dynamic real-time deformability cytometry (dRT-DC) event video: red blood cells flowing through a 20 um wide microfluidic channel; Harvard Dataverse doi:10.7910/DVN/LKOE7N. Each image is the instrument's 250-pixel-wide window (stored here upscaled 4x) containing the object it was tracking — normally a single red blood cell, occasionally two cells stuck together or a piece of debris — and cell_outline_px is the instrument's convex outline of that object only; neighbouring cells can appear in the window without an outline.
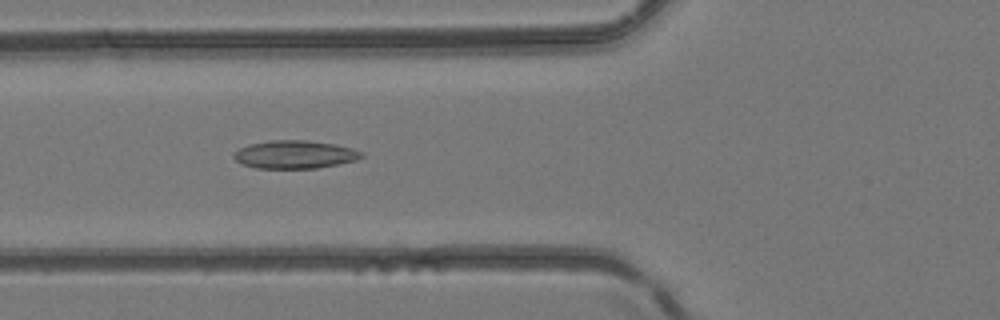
{"species": "common noctule bat (a hibernating species)", "species_latin": "Nyctalus noctula", "temperature_condition": "room temperature", "stored_images_in_passage": 47, "camera_frame_rate_fps": 3000, "um_per_image_px": 0.085, "animal": {"sex": "female", "body_mass_g": 24.6, "forearm_length_mm": 56.2}, "frame": {"image": 1, "passage_image": 18, "time_ms": 5.667, "image_size_px": [1000, 320], "cell_outline_px": [[364, 156], [356, 160], [316, 168], [256, 168], [240, 164], [232, 156], [232, 152], [248, 144], [268, 140], [308, 140], [336, 144], [352, 148], [364, 152]], "centroid_in_image_um": [25.03, 13.12], "position_along_channel_um": 100.8, "area_um2": 21.1}}
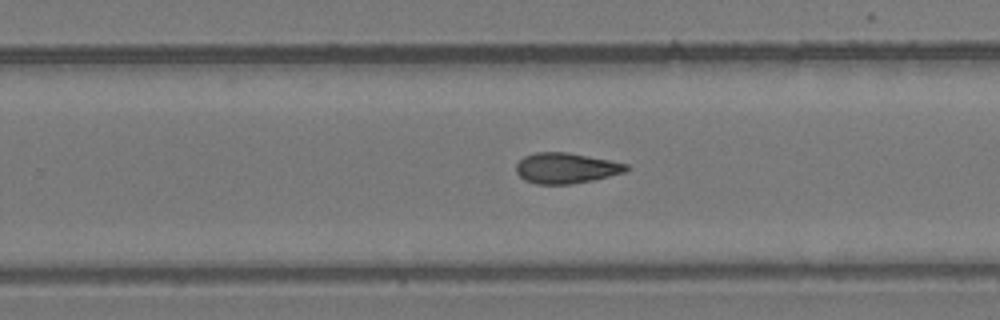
{"frame": {"image": 2, "passage_image": 30, "time_ms": 9.667, "image_size_px": [1000, 320], "cell_outline_px": [[632, 168], [628, 172], [592, 180], [572, 184], [536, 184], [524, 180], [516, 172], [516, 164], [524, 156], [536, 152], [568, 152], [628, 164]], "centroid_in_image_um": [48.14, 14.29], "position_along_channel_um": 281.7, "area_um2": 19.77}}
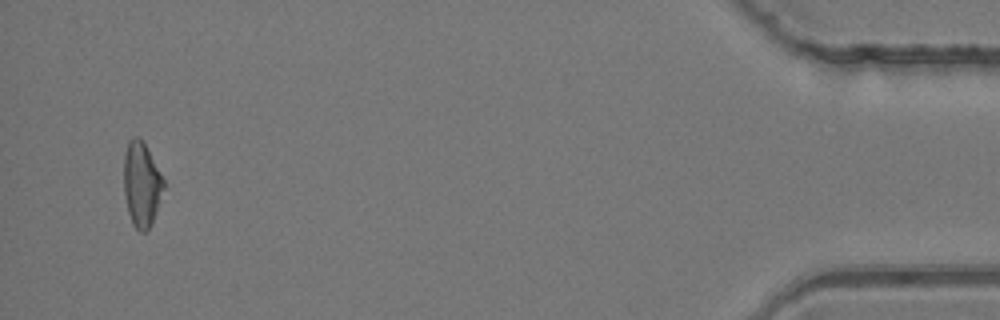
{"frame": {"image": 3, "passage_image": 45, "time_ms": 14.667, "image_size_px": [1000, 320], "cell_outline_px": [[164, 188], [152, 220], [148, 228], [144, 232], [140, 232], [132, 224], [128, 212], [124, 192], [124, 156], [128, 140], [132, 136], [140, 136], [164, 180]], "centroid_in_image_um": [12.01, 15.63], "position_along_channel_um": 423.2, "area_um2": 19.31}}